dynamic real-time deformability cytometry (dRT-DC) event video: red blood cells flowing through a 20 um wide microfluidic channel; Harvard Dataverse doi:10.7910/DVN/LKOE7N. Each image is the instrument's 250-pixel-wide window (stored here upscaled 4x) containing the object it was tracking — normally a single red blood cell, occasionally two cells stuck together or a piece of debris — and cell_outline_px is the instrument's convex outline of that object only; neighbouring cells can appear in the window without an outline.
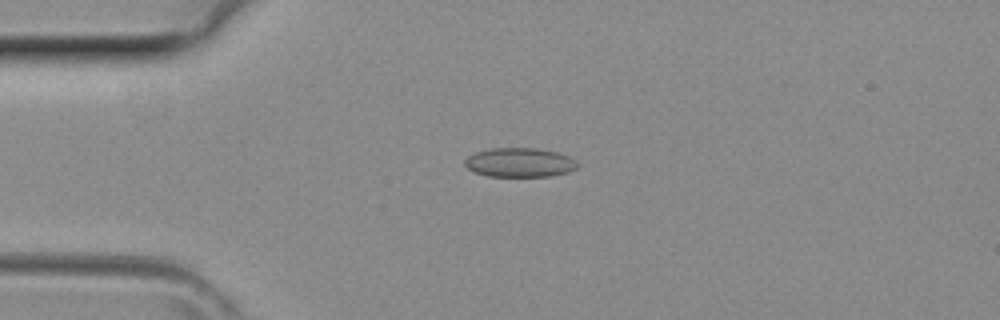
{"species": "common noctule bat (a hibernating species)", "species_latin": "Nyctalus noctula", "temperature_condition": "room temperature", "stored_images_in_passage": 3, "camera_frame_rate_fps": 3000, "um_per_image_px": 0.085, "animal": {"sex": "female", "body_mass_g": 29.2, "forearm_length_mm": 56.3}, "frame": {"image": 1, "passage_image": 2, "time_ms": 0.333, "image_size_px": [1000, 320], "cell_outline_px": [[576, 168], [568, 172], [552, 176], [488, 176], [472, 172], [464, 164], [464, 160], [468, 156], [476, 152], [492, 148], [536, 148], [556, 152], [568, 156], [576, 160]], "centroid_in_image_um": [44.14, 13.81], "position_along_channel_um": 40.9, "area_um2": 19.13}}